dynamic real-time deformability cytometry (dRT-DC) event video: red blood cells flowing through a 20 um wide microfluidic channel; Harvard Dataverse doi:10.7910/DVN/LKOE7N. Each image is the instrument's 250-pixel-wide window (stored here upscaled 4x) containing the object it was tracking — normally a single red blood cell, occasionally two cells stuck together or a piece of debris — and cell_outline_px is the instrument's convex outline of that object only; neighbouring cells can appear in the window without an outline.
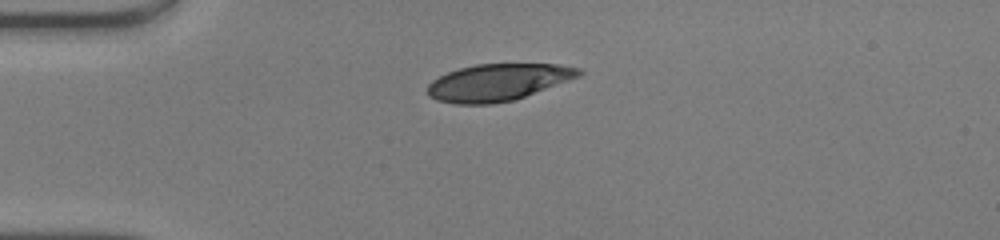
{"species": "human", "species_latin": "Homo sapiens", "temperature_condition": "warm", "stored_images_in_passage": 38, "camera_frame_rate_fps": 3000, "um_per_image_px": 0.085, "donor": {"sex": "male"}, "frame": {"image": 1, "passage_image": 1, "time_ms": 0.0, "image_size_px": [1000, 240], "cell_outline_px": [[584, 72], [580, 76], [524, 96], [512, 100], [492, 104], [456, 104], [436, 100], [428, 96], [424, 92], [428, 84], [432, 80], [448, 72], [460, 68], [476, 64], [556, 64], [580, 68]], "centroid_in_image_um": [42.27, 7.0], "position_along_channel_um": 42.7, "area_um2": 32.48}}
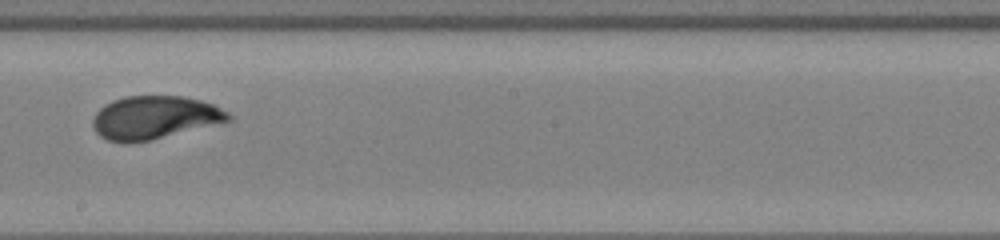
{"frame": {"image": 2, "passage_image": 17, "time_ms": 5.333, "image_size_px": [1000, 240], "cell_outline_px": [[232, 120], [152, 140], [124, 144], [108, 140], [100, 136], [96, 132], [92, 124], [92, 120], [96, 112], [104, 104], [112, 100], [124, 96], [184, 96], [200, 100], [212, 104], [228, 112], [232, 116]], "centroid_in_image_um": [13.1, 10.0], "position_along_channel_um": 235.1, "area_um2": 34.28}}
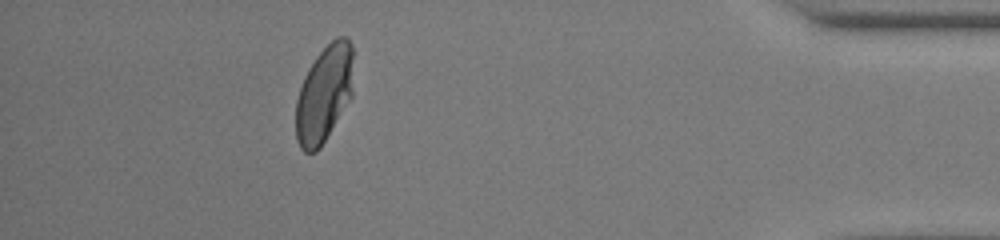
{"frame": {"image": 3, "passage_image": 33, "time_ms": 10.667, "image_size_px": [1000, 240], "cell_outline_px": [[352, 96], [320, 148], [316, 152], [304, 152], [300, 148], [296, 140], [296, 100], [304, 76], [308, 68], [316, 56], [336, 36], [348, 36], [352, 44]], "centroid_in_image_um": [27.54, 7.97], "position_along_channel_um": 407.7, "area_um2": 32.54}, "authors_computed_cell_mechanics": {"area_um2": 33.6974, "velocity_mm_per_s": 4.1676, "shape_relaxation_time_tau1_ms": 4.4478, "shape_relaxation_time_tau2_ms": null, "deformation_change_tau1": 0.2203, "deformation_change_tau2": null}}